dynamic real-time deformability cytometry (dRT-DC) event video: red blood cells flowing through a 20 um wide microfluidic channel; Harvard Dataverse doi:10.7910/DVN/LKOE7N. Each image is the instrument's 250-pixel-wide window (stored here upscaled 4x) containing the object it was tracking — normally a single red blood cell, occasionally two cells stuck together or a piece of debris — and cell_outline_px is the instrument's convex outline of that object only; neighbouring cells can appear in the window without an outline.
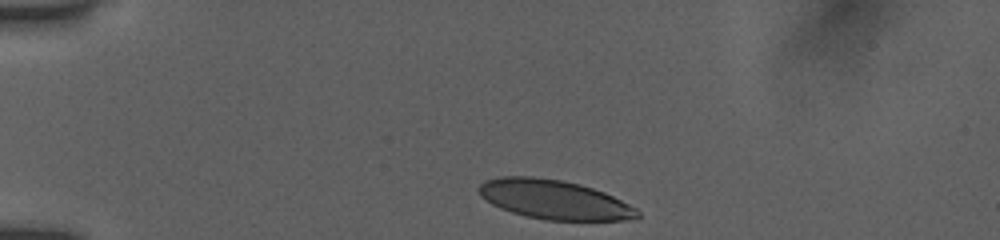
{"species": "human", "species_latin": "Homo sapiens", "temperature_condition": "room temperature", "stored_images_in_passage": 36, "camera_frame_rate_fps": 3000, "um_per_image_px": 0.085, "donor": {"sex": "female"}, "frame": {"image": 1, "passage_image": 1, "time_ms": 0.0, "image_size_px": [1000, 240], "cell_outline_px": [[640, 216], [636, 220], [544, 220], [524, 216], [500, 208], [492, 204], [480, 196], [476, 188], [484, 180], [500, 176], [532, 176], [560, 180], [580, 184], [604, 192], [636, 208], [640, 212]], "centroid_in_image_um": [47.08, 16.96], "position_along_channel_um": 37.9, "area_um2": 36.47}}
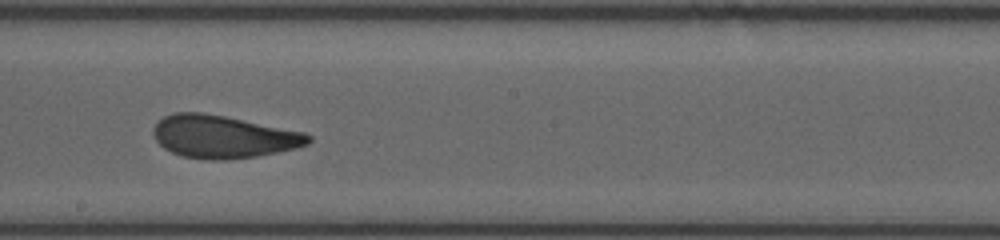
{"frame": {"image": 2, "passage_image": 20, "time_ms": 6.333, "image_size_px": [1000, 240], "cell_outline_px": [[312, 140], [308, 144], [296, 148], [256, 156], [224, 160], [208, 160], [184, 156], [172, 152], [164, 148], [156, 140], [152, 132], [152, 128], [164, 116], [172, 112], [200, 112], [224, 116], [304, 132], [312, 136]], "centroid_in_image_um": [18.96, 11.61], "position_along_channel_um": 229.2, "area_um2": 38.38}}
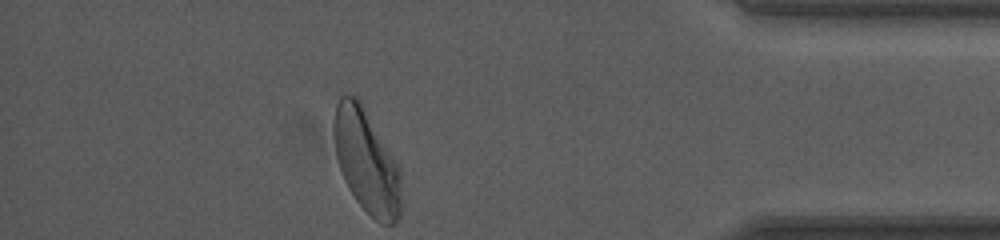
{"frame": {"image": 3, "passage_image": 36, "time_ms": 11.667, "image_size_px": [1000, 240], "cell_outline_px": [[400, 216], [396, 224], [380, 224], [356, 200], [348, 188], [344, 180], [336, 156], [332, 132], [332, 124], [336, 104], [340, 96], [344, 92], [356, 96], [400, 168]], "centroid_in_image_um": [31.11, 13.7], "position_along_channel_um": 404.1, "area_um2": 40.4}, "authors_computed_cell_mechanics": {"area_um2": 38.3792, "velocity_mm_per_s": 3.8951, "shape_relaxation_time_tau1_ms": 7.3971, "shape_relaxation_time_tau2_ms": 1.1947, "deformation_change_tau1": 0.2483, "deformation_change_tau2": 0.086}}